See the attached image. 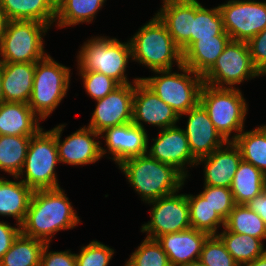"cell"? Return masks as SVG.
<instances>
[{
	"mask_svg": "<svg viewBox=\"0 0 266 266\" xmlns=\"http://www.w3.org/2000/svg\"><path fill=\"white\" fill-rule=\"evenodd\" d=\"M82 76L84 88L94 100L104 98L119 84L112 78L96 71H79Z\"/></svg>",
	"mask_w": 266,
	"mask_h": 266,
	"instance_id": "cell-40",
	"label": "cell"
},
{
	"mask_svg": "<svg viewBox=\"0 0 266 266\" xmlns=\"http://www.w3.org/2000/svg\"><path fill=\"white\" fill-rule=\"evenodd\" d=\"M200 194L224 221L236 205L230 188L204 185Z\"/></svg>",
	"mask_w": 266,
	"mask_h": 266,
	"instance_id": "cell-38",
	"label": "cell"
},
{
	"mask_svg": "<svg viewBox=\"0 0 266 266\" xmlns=\"http://www.w3.org/2000/svg\"><path fill=\"white\" fill-rule=\"evenodd\" d=\"M180 116L141 80L135 82L132 122L145 130L142 122L165 129L176 126ZM142 121V122H141Z\"/></svg>",
	"mask_w": 266,
	"mask_h": 266,
	"instance_id": "cell-15",
	"label": "cell"
},
{
	"mask_svg": "<svg viewBox=\"0 0 266 266\" xmlns=\"http://www.w3.org/2000/svg\"><path fill=\"white\" fill-rule=\"evenodd\" d=\"M256 76L261 75L252 64L248 43L230 40L202 78L203 83L213 87L234 88L233 85Z\"/></svg>",
	"mask_w": 266,
	"mask_h": 266,
	"instance_id": "cell-10",
	"label": "cell"
},
{
	"mask_svg": "<svg viewBox=\"0 0 266 266\" xmlns=\"http://www.w3.org/2000/svg\"><path fill=\"white\" fill-rule=\"evenodd\" d=\"M224 31L231 40L248 42L266 28V2L229 0L219 5Z\"/></svg>",
	"mask_w": 266,
	"mask_h": 266,
	"instance_id": "cell-11",
	"label": "cell"
},
{
	"mask_svg": "<svg viewBox=\"0 0 266 266\" xmlns=\"http://www.w3.org/2000/svg\"><path fill=\"white\" fill-rule=\"evenodd\" d=\"M228 231L266 239V225L262 218L246 204H236L225 220Z\"/></svg>",
	"mask_w": 266,
	"mask_h": 266,
	"instance_id": "cell-33",
	"label": "cell"
},
{
	"mask_svg": "<svg viewBox=\"0 0 266 266\" xmlns=\"http://www.w3.org/2000/svg\"><path fill=\"white\" fill-rule=\"evenodd\" d=\"M114 250L101 242L91 241L76 256V266H108Z\"/></svg>",
	"mask_w": 266,
	"mask_h": 266,
	"instance_id": "cell-39",
	"label": "cell"
},
{
	"mask_svg": "<svg viewBox=\"0 0 266 266\" xmlns=\"http://www.w3.org/2000/svg\"><path fill=\"white\" fill-rule=\"evenodd\" d=\"M49 27L38 21H8L0 40V62L36 63L45 58L42 37Z\"/></svg>",
	"mask_w": 266,
	"mask_h": 266,
	"instance_id": "cell-9",
	"label": "cell"
},
{
	"mask_svg": "<svg viewBox=\"0 0 266 266\" xmlns=\"http://www.w3.org/2000/svg\"><path fill=\"white\" fill-rule=\"evenodd\" d=\"M21 233V225L13 227L6 222H0V260L11 248L12 243Z\"/></svg>",
	"mask_w": 266,
	"mask_h": 266,
	"instance_id": "cell-43",
	"label": "cell"
},
{
	"mask_svg": "<svg viewBox=\"0 0 266 266\" xmlns=\"http://www.w3.org/2000/svg\"><path fill=\"white\" fill-rule=\"evenodd\" d=\"M218 35H228L224 31L223 18L219 6L207 9L195 0L192 44L199 39L212 38Z\"/></svg>",
	"mask_w": 266,
	"mask_h": 266,
	"instance_id": "cell-35",
	"label": "cell"
},
{
	"mask_svg": "<svg viewBox=\"0 0 266 266\" xmlns=\"http://www.w3.org/2000/svg\"><path fill=\"white\" fill-rule=\"evenodd\" d=\"M106 0H56L57 26L60 28L91 23Z\"/></svg>",
	"mask_w": 266,
	"mask_h": 266,
	"instance_id": "cell-28",
	"label": "cell"
},
{
	"mask_svg": "<svg viewBox=\"0 0 266 266\" xmlns=\"http://www.w3.org/2000/svg\"><path fill=\"white\" fill-rule=\"evenodd\" d=\"M210 235L188 228L177 233H168L156 240L168 256L171 266H183L200 258L204 242Z\"/></svg>",
	"mask_w": 266,
	"mask_h": 266,
	"instance_id": "cell-20",
	"label": "cell"
},
{
	"mask_svg": "<svg viewBox=\"0 0 266 266\" xmlns=\"http://www.w3.org/2000/svg\"><path fill=\"white\" fill-rule=\"evenodd\" d=\"M185 114L189 118L184 132L190 151L196 160L206 157L226 145L227 141L214 127L207 111L200 103L181 115Z\"/></svg>",
	"mask_w": 266,
	"mask_h": 266,
	"instance_id": "cell-17",
	"label": "cell"
},
{
	"mask_svg": "<svg viewBox=\"0 0 266 266\" xmlns=\"http://www.w3.org/2000/svg\"><path fill=\"white\" fill-rule=\"evenodd\" d=\"M58 125L55 127V139L58 150L59 162L70 165H86L95 163L107 153L105 148L100 146V141L94 139L101 134L95 132L87 126L80 128L76 132L61 141V132L65 127ZM94 137V139H93Z\"/></svg>",
	"mask_w": 266,
	"mask_h": 266,
	"instance_id": "cell-14",
	"label": "cell"
},
{
	"mask_svg": "<svg viewBox=\"0 0 266 266\" xmlns=\"http://www.w3.org/2000/svg\"><path fill=\"white\" fill-rule=\"evenodd\" d=\"M8 20L38 21L51 26L56 20V0H0Z\"/></svg>",
	"mask_w": 266,
	"mask_h": 266,
	"instance_id": "cell-25",
	"label": "cell"
},
{
	"mask_svg": "<svg viewBox=\"0 0 266 266\" xmlns=\"http://www.w3.org/2000/svg\"><path fill=\"white\" fill-rule=\"evenodd\" d=\"M68 199L60 187L34 190L21 233L50 244L54 233L73 229L80 219Z\"/></svg>",
	"mask_w": 266,
	"mask_h": 266,
	"instance_id": "cell-1",
	"label": "cell"
},
{
	"mask_svg": "<svg viewBox=\"0 0 266 266\" xmlns=\"http://www.w3.org/2000/svg\"><path fill=\"white\" fill-rule=\"evenodd\" d=\"M199 103L207 111L214 127L227 141L232 142L243 131L247 104L237 88H217L203 83ZM232 131L237 134L233 135Z\"/></svg>",
	"mask_w": 266,
	"mask_h": 266,
	"instance_id": "cell-4",
	"label": "cell"
},
{
	"mask_svg": "<svg viewBox=\"0 0 266 266\" xmlns=\"http://www.w3.org/2000/svg\"><path fill=\"white\" fill-rule=\"evenodd\" d=\"M70 68L49 55L35 63L33 89L28 105L44 120L60 104L70 84Z\"/></svg>",
	"mask_w": 266,
	"mask_h": 266,
	"instance_id": "cell-8",
	"label": "cell"
},
{
	"mask_svg": "<svg viewBox=\"0 0 266 266\" xmlns=\"http://www.w3.org/2000/svg\"><path fill=\"white\" fill-rule=\"evenodd\" d=\"M35 72V63L1 62L2 94L4 102L28 104Z\"/></svg>",
	"mask_w": 266,
	"mask_h": 266,
	"instance_id": "cell-22",
	"label": "cell"
},
{
	"mask_svg": "<svg viewBox=\"0 0 266 266\" xmlns=\"http://www.w3.org/2000/svg\"><path fill=\"white\" fill-rule=\"evenodd\" d=\"M156 15L183 54L192 45L195 0H163Z\"/></svg>",
	"mask_w": 266,
	"mask_h": 266,
	"instance_id": "cell-19",
	"label": "cell"
},
{
	"mask_svg": "<svg viewBox=\"0 0 266 266\" xmlns=\"http://www.w3.org/2000/svg\"><path fill=\"white\" fill-rule=\"evenodd\" d=\"M252 211L257 213L266 225V189L255 196L246 204Z\"/></svg>",
	"mask_w": 266,
	"mask_h": 266,
	"instance_id": "cell-44",
	"label": "cell"
},
{
	"mask_svg": "<svg viewBox=\"0 0 266 266\" xmlns=\"http://www.w3.org/2000/svg\"><path fill=\"white\" fill-rule=\"evenodd\" d=\"M40 118L23 102L0 104V135L33 136L41 127Z\"/></svg>",
	"mask_w": 266,
	"mask_h": 266,
	"instance_id": "cell-23",
	"label": "cell"
},
{
	"mask_svg": "<svg viewBox=\"0 0 266 266\" xmlns=\"http://www.w3.org/2000/svg\"><path fill=\"white\" fill-rule=\"evenodd\" d=\"M230 189L236 204H247L266 189V175L253 164L241 160Z\"/></svg>",
	"mask_w": 266,
	"mask_h": 266,
	"instance_id": "cell-27",
	"label": "cell"
},
{
	"mask_svg": "<svg viewBox=\"0 0 266 266\" xmlns=\"http://www.w3.org/2000/svg\"><path fill=\"white\" fill-rule=\"evenodd\" d=\"M187 200L190 208L191 228L206 232L209 235H216L219 225L225 226V221L201 194L196 196L187 194Z\"/></svg>",
	"mask_w": 266,
	"mask_h": 266,
	"instance_id": "cell-34",
	"label": "cell"
},
{
	"mask_svg": "<svg viewBox=\"0 0 266 266\" xmlns=\"http://www.w3.org/2000/svg\"><path fill=\"white\" fill-rule=\"evenodd\" d=\"M251 61L260 75H266V28L248 42Z\"/></svg>",
	"mask_w": 266,
	"mask_h": 266,
	"instance_id": "cell-41",
	"label": "cell"
},
{
	"mask_svg": "<svg viewBox=\"0 0 266 266\" xmlns=\"http://www.w3.org/2000/svg\"><path fill=\"white\" fill-rule=\"evenodd\" d=\"M87 41L77 56L79 70L102 73L119 85L130 84L125 75L128 60L132 58L130 42L122 43L107 37H94Z\"/></svg>",
	"mask_w": 266,
	"mask_h": 266,
	"instance_id": "cell-6",
	"label": "cell"
},
{
	"mask_svg": "<svg viewBox=\"0 0 266 266\" xmlns=\"http://www.w3.org/2000/svg\"><path fill=\"white\" fill-rule=\"evenodd\" d=\"M225 146L197 160L196 165L200 163L205 165L204 185L231 187L233 177L242 158L241 152L234 142H227Z\"/></svg>",
	"mask_w": 266,
	"mask_h": 266,
	"instance_id": "cell-21",
	"label": "cell"
},
{
	"mask_svg": "<svg viewBox=\"0 0 266 266\" xmlns=\"http://www.w3.org/2000/svg\"><path fill=\"white\" fill-rule=\"evenodd\" d=\"M32 136L0 135V170L17 177L26 159Z\"/></svg>",
	"mask_w": 266,
	"mask_h": 266,
	"instance_id": "cell-32",
	"label": "cell"
},
{
	"mask_svg": "<svg viewBox=\"0 0 266 266\" xmlns=\"http://www.w3.org/2000/svg\"><path fill=\"white\" fill-rule=\"evenodd\" d=\"M149 203L153 205L151 220L141 228V232H147L146 238L156 240L164 234L177 233L191 227L186 194L174 193Z\"/></svg>",
	"mask_w": 266,
	"mask_h": 266,
	"instance_id": "cell-12",
	"label": "cell"
},
{
	"mask_svg": "<svg viewBox=\"0 0 266 266\" xmlns=\"http://www.w3.org/2000/svg\"><path fill=\"white\" fill-rule=\"evenodd\" d=\"M146 132L133 122H129L106 128L101 132L100 138L105 137V145L113 156L112 160L120 165L126 159L147 154L149 137Z\"/></svg>",
	"mask_w": 266,
	"mask_h": 266,
	"instance_id": "cell-18",
	"label": "cell"
},
{
	"mask_svg": "<svg viewBox=\"0 0 266 266\" xmlns=\"http://www.w3.org/2000/svg\"><path fill=\"white\" fill-rule=\"evenodd\" d=\"M216 235L239 266L252 262L266 252L262 240L250 235L230 232L225 227L222 233Z\"/></svg>",
	"mask_w": 266,
	"mask_h": 266,
	"instance_id": "cell-30",
	"label": "cell"
},
{
	"mask_svg": "<svg viewBox=\"0 0 266 266\" xmlns=\"http://www.w3.org/2000/svg\"><path fill=\"white\" fill-rule=\"evenodd\" d=\"M33 190L23 181H10L0 177V215L11 216L21 225L28 211Z\"/></svg>",
	"mask_w": 266,
	"mask_h": 266,
	"instance_id": "cell-26",
	"label": "cell"
},
{
	"mask_svg": "<svg viewBox=\"0 0 266 266\" xmlns=\"http://www.w3.org/2000/svg\"><path fill=\"white\" fill-rule=\"evenodd\" d=\"M134 61L152 71L172 69L183 64L181 48L174 42L164 23L155 15L129 40Z\"/></svg>",
	"mask_w": 266,
	"mask_h": 266,
	"instance_id": "cell-3",
	"label": "cell"
},
{
	"mask_svg": "<svg viewBox=\"0 0 266 266\" xmlns=\"http://www.w3.org/2000/svg\"><path fill=\"white\" fill-rule=\"evenodd\" d=\"M243 266H266V252Z\"/></svg>",
	"mask_w": 266,
	"mask_h": 266,
	"instance_id": "cell-46",
	"label": "cell"
},
{
	"mask_svg": "<svg viewBox=\"0 0 266 266\" xmlns=\"http://www.w3.org/2000/svg\"><path fill=\"white\" fill-rule=\"evenodd\" d=\"M119 168L146 203L178 192L186 179L175 167L148 154L126 159Z\"/></svg>",
	"mask_w": 266,
	"mask_h": 266,
	"instance_id": "cell-2",
	"label": "cell"
},
{
	"mask_svg": "<svg viewBox=\"0 0 266 266\" xmlns=\"http://www.w3.org/2000/svg\"><path fill=\"white\" fill-rule=\"evenodd\" d=\"M46 242L20 233L0 260V266H40Z\"/></svg>",
	"mask_w": 266,
	"mask_h": 266,
	"instance_id": "cell-29",
	"label": "cell"
},
{
	"mask_svg": "<svg viewBox=\"0 0 266 266\" xmlns=\"http://www.w3.org/2000/svg\"><path fill=\"white\" fill-rule=\"evenodd\" d=\"M134 86L131 84L119 85L110 94L97 100L96 108L92 114L89 128L101 134L106 128L132 122Z\"/></svg>",
	"mask_w": 266,
	"mask_h": 266,
	"instance_id": "cell-13",
	"label": "cell"
},
{
	"mask_svg": "<svg viewBox=\"0 0 266 266\" xmlns=\"http://www.w3.org/2000/svg\"><path fill=\"white\" fill-rule=\"evenodd\" d=\"M125 266H171V264L158 241L145 238Z\"/></svg>",
	"mask_w": 266,
	"mask_h": 266,
	"instance_id": "cell-36",
	"label": "cell"
},
{
	"mask_svg": "<svg viewBox=\"0 0 266 266\" xmlns=\"http://www.w3.org/2000/svg\"><path fill=\"white\" fill-rule=\"evenodd\" d=\"M8 21L9 20L6 17V14L4 13L3 9L0 6V40L3 37L4 33H5Z\"/></svg>",
	"mask_w": 266,
	"mask_h": 266,
	"instance_id": "cell-45",
	"label": "cell"
},
{
	"mask_svg": "<svg viewBox=\"0 0 266 266\" xmlns=\"http://www.w3.org/2000/svg\"><path fill=\"white\" fill-rule=\"evenodd\" d=\"M199 261L204 266H239L217 235H210L204 242Z\"/></svg>",
	"mask_w": 266,
	"mask_h": 266,
	"instance_id": "cell-37",
	"label": "cell"
},
{
	"mask_svg": "<svg viewBox=\"0 0 266 266\" xmlns=\"http://www.w3.org/2000/svg\"><path fill=\"white\" fill-rule=\"evenodd\" d=\"M147 154L168 165L175 167L185 178L188 177L185 164L196 165L184 129L177 126L160 130Z\"/></svg>",
	"mask_w": 266,
	"mask_h": 266,
	"instance_id": "cell-16",
	"label": "cell"
},
{
	"mask_svg": "<svg viewBox=\"0 0 266 266\" xmlns=\"http://www.w3.org/2000/svg\"><path fill=\"white\" fill-rule=\"evenodd\" d=\"M183 266H204V265L199 260H197V261L190 262Z\"/></svg>",
	"mask_w": 266,
	"mask_h": 266,
	"instance_id": "cell-48",
	"label": "cell"
},
{
	"mask_svg": "<svg viewBox=\"0 0 266 266\" xmlns=\"http://www.w3.org/2000/svg\"><path fill=\"white\" fill-rule=\"evenodd\" d=\"M230 40L229 35H218L195 41L183 53V64L203 76L214 65Z\"/></svg>",
	"mask_w": 266,
	"mask_h": 266,
	"instance_id": "cell-24",
	"label": "cell"
},
{
	"mask_svg": "<svg viewBox=\"0 0 266 266\" xmlns=\"http://www.w3.org/2000/svg\"><path fill=\"white\" fill-rule=\"evenodd\" d=\"M2 78H1V62H0V104L4 102V97L2 94Z\"/></svg>",
	"mask_w": 266,
	"mask_h": 266,
	"instance_id": "cell-47",
	"label": "cell"
},
{
	"mask_svg": "<svg viewBox=\"0 0 266 266\" xmlns=\"http://www.w3.org/2000/svg\"><path fill=\"white\" fill-rule=\"evenodd\" d=\"M241 152L242 160L253 164L266 175V128L242 131L233 141Z\"/></svg>",
	"mask_w": 266,
	"mask_h": 266,
	"instance_id": "cell-31",
	"label": "cell"
},
{
	"mask_svg": "<svg viewBox=\"0 0 266 266\" xmlns=\"http://www.w3.org/2000/svg\"><path fill=\"white\" fill-rule=\"evenodd\" d=\"M49 243H46L42 255L40 266H76V256L68 251H50Z\"/></svg>",
	"mask_w": 266,
	"mask_h": 266,
	"instance_id": "cell-42",
	"label": "cell"
},
{
	"mask_svg": "<svg viewBox=\"0 0 266 266\" xmlns=\"http://www.w3.org/2000/svg\"><path fill=\"white\" fill-rule=\"evenodd\" d=\"M57 163L59 158L55 128L46 132L41 128L31 137L22 170L15 178L18 180L26 173L24 174L26 177L21 181L33 191L59 188L54 171Z\"/></svg>",
	"mask_w": 266,
	"mask_h": 266,
	"instance_id": "cell-7",
	"label": "cell"
},
{
	"mask_svg": "<svg viewBox=\"0 0 266 266\" xmlns=\"http://www.w3.org/2000/svg\"><path fill=\"white\" fill-rule=\"evenodd\" d=\"M178 68L183 73H171V69L158 70L154 72L161 75L140 78V80L172 107L181 118V114L186 113L199 103L203 78L202 75L195 73L184 64Z\"/></svg>",
	"mask_w": 266,
	"mask_h": 266,
	"instance_id": "cell-5",
	"label": "cell"
}]
</instances>
